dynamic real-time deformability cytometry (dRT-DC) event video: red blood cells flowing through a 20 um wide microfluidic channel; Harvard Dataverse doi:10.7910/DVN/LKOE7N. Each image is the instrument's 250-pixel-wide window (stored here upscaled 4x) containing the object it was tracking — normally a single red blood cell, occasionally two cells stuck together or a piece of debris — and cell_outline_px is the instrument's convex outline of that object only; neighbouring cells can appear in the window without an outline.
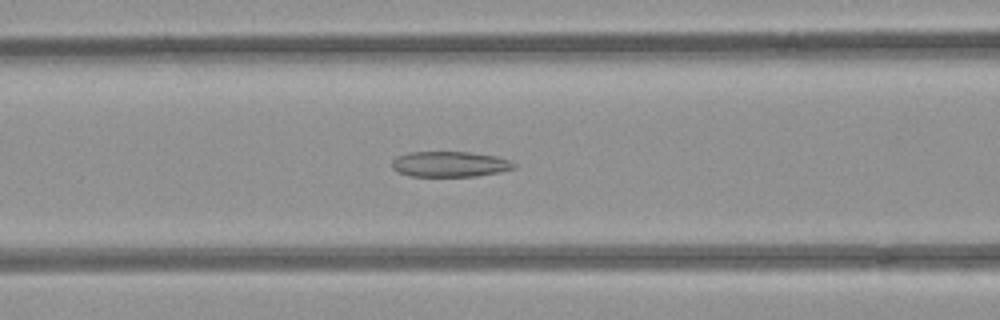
{"species": "common noctule bat (a hibernating species)", "species_latin": "Nyctalus noctula", "temperature_condition": "room temperature", "stored_images_in_passage": 40, "camera_frame_rate_fps": 3000, "um_per_image_px": 0.085, "animal": {"sex": "female", "body_mass_g": 21.9}, "frame": {"image": 1, "passage_image": 9, "time_ms": 2.667, "image_size_px": [1000, 320], "cell_outline_px": [[516, 168], [500, 172], [476, 176], [412, 176], [400, 172], [392, 168], [392, 160], [396, 156], [408, 152], [472, 152], [496, 156], [508, 160], [516, 164]], "centroid_in_image_um": [38.25, 13.94], "position_along_channel_um": 128.4, "area_um2": 18.15}}
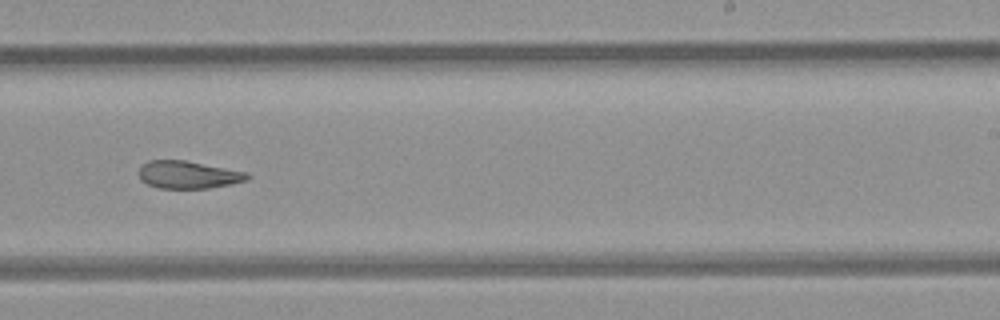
{"frame": {"image": 2, "passage_image": 20, "time_ms": 6.333, "image_size_px": [1000, 320], "cell_outline_px": [[252, 176], [248, 180], [232, 184], [208, 188], [160, 188], [148, 184], [140, 180], [140, 168], [148, 160], [184, 160], [248, 172]], "centroid_in_image_um": [16.05, 14.85], "position_along_channel_um": 273.0, "area_um2": 17.4}}
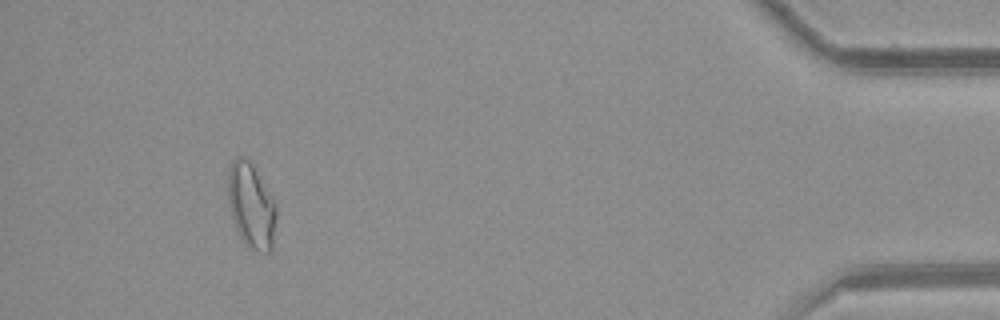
{"frame": {"image": 3, "passage_image": 36, "time_ms": 11.667, "image_size_px": [1000, 320], "cell_outline_px": [[276, 216], [272, 248], [268, 252], [248, 248], [244, 244], [240, 236], [232, 216], [228, 200], [228, 172], [232, 160], [240, 156], [244, 156], [252, 164], [276, 204]], "centroid_in_image_um": [21.35, 17.48], "position_along_channel_um": 413.9, "area_um2": 23.58}, "authors_computed_cell_mechanics": {"area_um2": 19.363, "velocity_mm_per_s": 3.948, "shape_relaxation_time_tau1_ms": null, "shape_relaxation_time_tau2_ms": 3.4262, "deformation_change_tau1": null, "deformation_change_tau2": 0.1103}}